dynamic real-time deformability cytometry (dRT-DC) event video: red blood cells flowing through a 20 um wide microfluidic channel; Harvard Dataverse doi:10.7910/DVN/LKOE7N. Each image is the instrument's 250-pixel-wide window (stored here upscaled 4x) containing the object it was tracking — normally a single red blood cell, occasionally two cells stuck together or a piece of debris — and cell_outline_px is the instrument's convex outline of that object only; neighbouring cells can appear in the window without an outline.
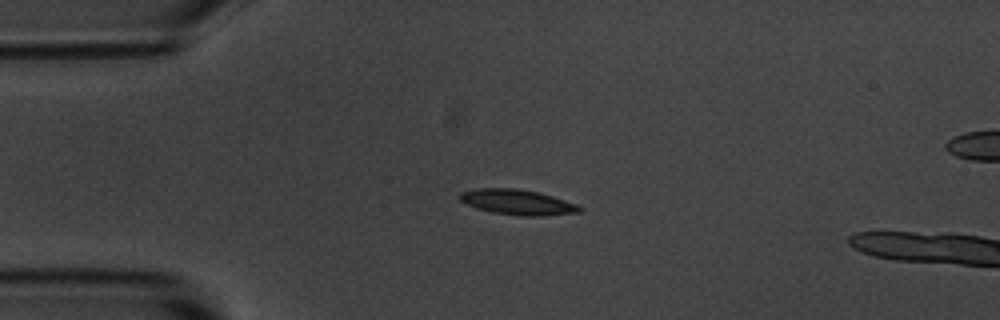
{"species": "common noctule bat (a hibernating species)", "species_latin": "Nyctalus noctula", "temperature_condition": "room temperature", "stored_images_in_passage": 3, "segment_of_instrument_passage": [1, 2], "camera_frame_rate_fps": 3000, "um_per_image_px": 0.085, "animal": {"sex": "male", "body_mass_g": 20.1, "forearm_length_mm": 53.5}, "frame": {"image": 1, "passage_image": 1, "time_ms": 0.0, "image_size_px": [1000, 320], "cell_outline_px": [[584, 208], [580, 212], [540, 216], [520, 216], [492, 212], [476, 208], [460, 200], [456, 196], [460, 192], [476, 188], [516, 188], [540, 192], [576, 204]], "centroid_in_image_um": [43.96, 17.17], "position_along_channel_um": 41.0, "area_um2": 17.74}}